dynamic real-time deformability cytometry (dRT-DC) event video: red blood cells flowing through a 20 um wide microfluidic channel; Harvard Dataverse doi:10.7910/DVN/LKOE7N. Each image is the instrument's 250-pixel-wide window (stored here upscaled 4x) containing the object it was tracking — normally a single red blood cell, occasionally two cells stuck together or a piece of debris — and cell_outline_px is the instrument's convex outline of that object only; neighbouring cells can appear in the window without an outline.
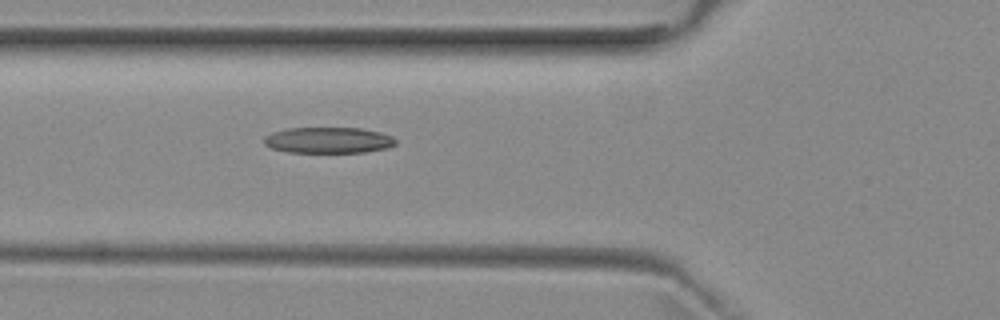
{"species": "common noctule bat (a hibernating species)", "species_latin": "Nyctalus noctula", "temperature_condition": "room temperature", "stored_images_in_passage": 6, "camera_frame_rate_fps": 3000, "um_per_image_px": 0.085, "animal": {"sex": "female", "body_mass_g": 29.2, "forearm_length_mm": 56.3}, "frame": {"image": 1, "passage_image": 6, "time_ms": 5.667, "image_size_px": [1000, 320], "cell_outline_px": [[396, 144], [388, 148], [364, 152], [288, 152], [272, 148], [264, 144], [264, 136], [272, 132], [288, 128], [360, 128], [380, 132], [392, 136], [396, 140]], "centroid_in_image_um": [27.91, 11.91], "position_along_channel_um": 97.9, "area_um2": 19.94}}